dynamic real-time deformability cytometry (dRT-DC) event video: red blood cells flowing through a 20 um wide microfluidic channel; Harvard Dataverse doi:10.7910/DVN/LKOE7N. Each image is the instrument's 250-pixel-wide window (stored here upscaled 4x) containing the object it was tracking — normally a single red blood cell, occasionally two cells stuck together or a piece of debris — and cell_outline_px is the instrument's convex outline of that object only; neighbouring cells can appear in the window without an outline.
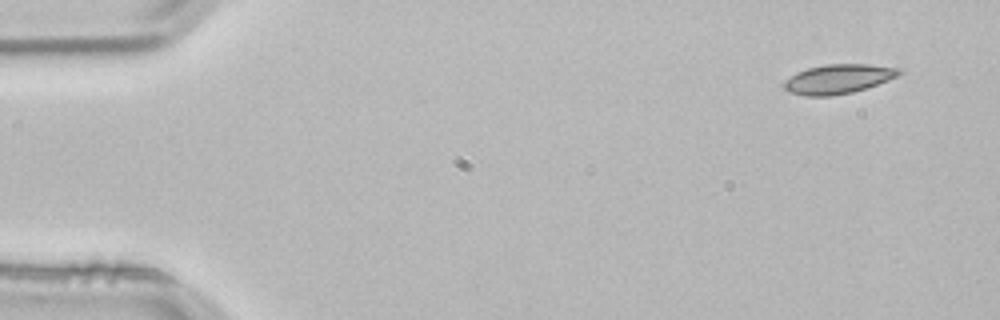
{"species": "common noctule bat (a hibernating species)", "species_latin": "Nyctalus noctula", "temperature_condition": "room temperature", "stored_images_in_passage": 3, "camera_frame_rate_fps": 3000, "um_per_image_px": 0.085, "animal": {"sex": "male", "body_mass_g": 21.5, "forearm_length_mm": 52.0}, "frame": {"image": 1, "passage_image": 1, "time_ms": 0.0, "image_size_px": [1000, 320], "cell_outline_px": [[904, 72], [900, 76], [852, 92], [832, 96], [804, 96], [788, 92], [784, 88], [784, 80], [796, 72], [808, 68], [828, 64], [868, 64], [904, 68]], "centroid_in_image_um": [71.28, 6.71], "position_along_channel_um": 13.7, "area_um2": 19.88}}
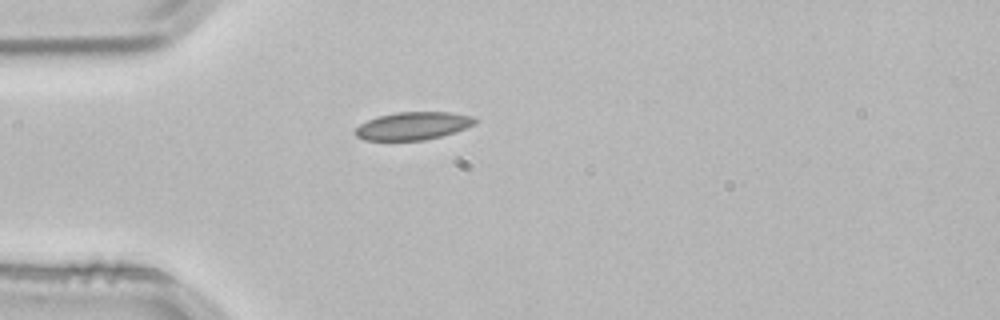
{"frame": {"image": 2, "passage_image": 3, "time_ms": 0.667, "image_size_px": [1000, 320], "cell_outline_px": [[476, 120], [472, 124], [464, 128], [440, 136], [424, 140], [364, 140], [356, 136], [356, 128], [360, 124], [376, 116], [396, 112], [448, 112], [472, 116]], "centroid_in_image_um": [35.04, 10.69], "position_along_channel_um": 50.0, "area_um2": 19.07}}